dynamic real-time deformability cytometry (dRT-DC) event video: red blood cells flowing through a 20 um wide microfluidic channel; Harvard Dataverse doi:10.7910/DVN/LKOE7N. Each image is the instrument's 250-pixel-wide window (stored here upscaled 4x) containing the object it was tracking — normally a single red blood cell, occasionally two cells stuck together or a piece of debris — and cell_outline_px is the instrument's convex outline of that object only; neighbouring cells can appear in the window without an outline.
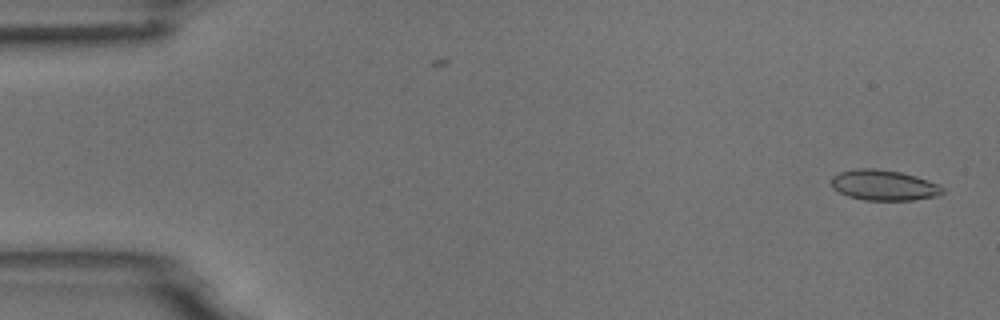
{"species": "common noctule bat (a hibernating species)", "species_latin": "Nyctalus noctula", "temperature_condition": "room temperature", "stored_images_in_passage": 53, "camera_frame_rate_fps": 3000, "um_per_image_px": 0.085, "animal": {"sex": "male", "body_mass_g": 18.8}, "frame": {"image": 1, "passage_image": 1, "time_ms": 0.0, "image_size_px": [1000, 320], "cell_outline_px": [[944, 192], [936, 196], [912, 200], [864, 200], [848, 196], [832, 188], [832, 176], [840, 172], [856, 168], [876, 168], [900, 172], [916, 176], [940, 184], [944, 188]], "centroid_in_image_um": [75.14, 15.73], "position_along_channel_um": 9.9, "area_um2": 19.83}}
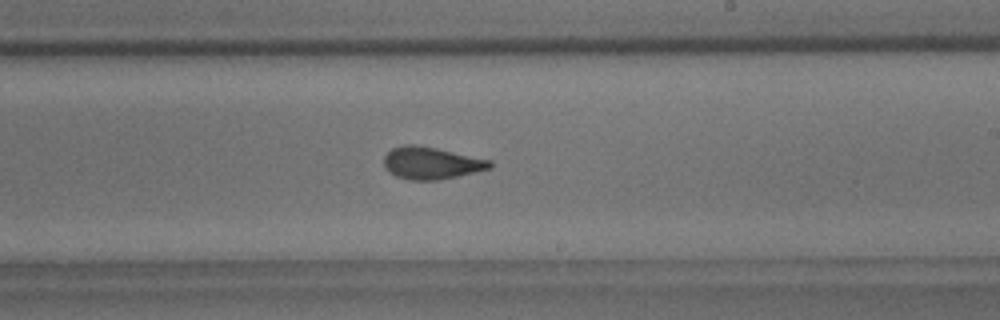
{"frame": {"image": 2, "passage_image": 31, "time_ms": 10.0, "image_size_px": [1000, 320], "cell_outline_px": [[492, 168], [476, 172], [436, 180], [408, 180], [396, 176], [388, 172], [384, 168], [384, 156], [392, 148], [404, 144], [416, 144], [436, 148], [492, 160]], "centroid_in_image_um": [36.64, 13.85], "position_along_channel_um": 252.4, "area_um2": 20.0}}
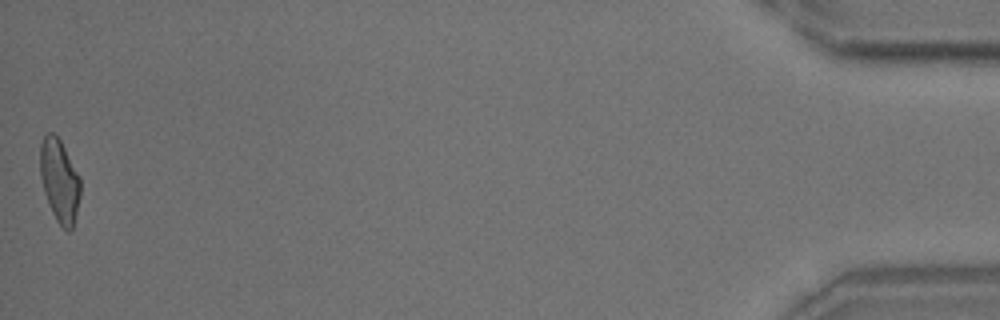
{"frame": {"image": 3, "passage_image": 53, "time_ms": 17.333, "image_size_px": [1000, 320], "cell_outline_px": [[80, 196], [72, 228], [68, 232], [56, 220], [52, 212], [44, 192], [40, 176], [40, 144], [44, 136], [48, 132], [52, 132], [60, 140], [80, 176]], "centroid_in_image_um": [5.05, 15.34], "position_along_channel_um": 430.1, "area_um2": 19.31}, "authors_computed_cell_mechanics": {"area_um2": 19.8832, "velocity_mm_per_s": 3.7308, "shape_relaxation_time_tau1_ms": 7.4649, "shape_relaxation_time_tau2_ms": 1.9068, "deformation_change_tau1": 0.1725, "deformation_change_tau2": 0.0934}}